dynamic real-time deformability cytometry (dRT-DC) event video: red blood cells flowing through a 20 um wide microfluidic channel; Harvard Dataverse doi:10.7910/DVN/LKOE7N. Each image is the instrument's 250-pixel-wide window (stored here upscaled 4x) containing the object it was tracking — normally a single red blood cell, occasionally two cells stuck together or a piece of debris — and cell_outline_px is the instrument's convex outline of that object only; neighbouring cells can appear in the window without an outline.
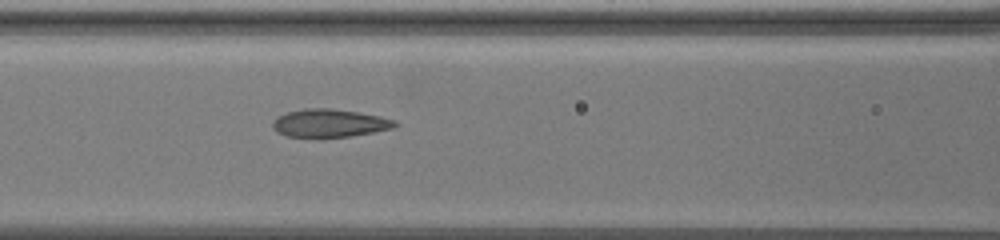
{"species": "common noctule bat (a hibernating species)", "species_latin": "Nyctalus noctula", "temperature_condition": "warm", "stored_images_in_passage": 4, "camera_frame_rate_fps": 3000, "um_per_image_px": 0.085, "animal": {"sex": "female", "body_mass_g": 19.5, "forearm_length_mm": 54.1}, "frame": {"image": 1, "passage_image": 3, "time_ms": 2.667, "image_size_px": [1000, 240], "cell_outline_px": [[400, 124], [392, 128], [372, 132], [348, 136], [320, 140], [316, 140], [284, 136], [276, 132], [272, 128], [272, 124], [280, 116], [288, 112], [304, 108], [332, 108], [380, 116], [396, 120]], "centroid_in_image_um": [27.97, 10.51], "position_along_channel_um": 138.6, "area_um2": 20.58}}